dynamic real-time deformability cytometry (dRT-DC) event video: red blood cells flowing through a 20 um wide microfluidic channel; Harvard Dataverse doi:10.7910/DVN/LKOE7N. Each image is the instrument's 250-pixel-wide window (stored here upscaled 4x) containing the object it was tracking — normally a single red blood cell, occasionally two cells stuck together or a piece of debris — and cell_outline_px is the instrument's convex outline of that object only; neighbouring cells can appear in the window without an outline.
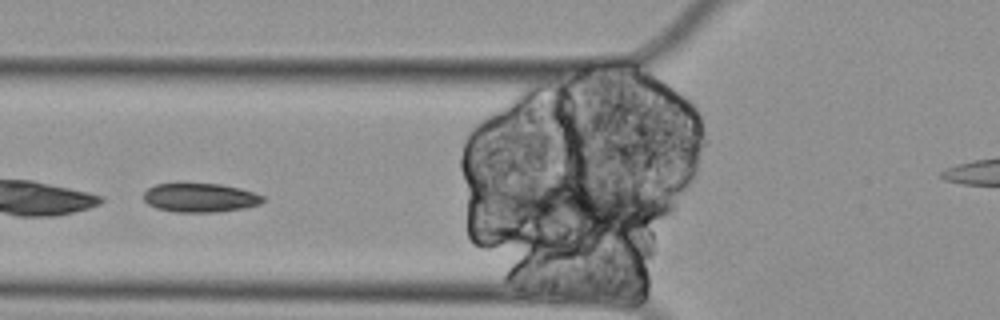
{"species": "Egyptian fruit bat (a non-hibernating species)", "species_latin": "Rousettus aegyptiacus", "temperature_condition": "cold", "stored_images_in_passage": 3, "camera_frame_rate_fps": 3000, "um_per_image_px": 0.085, "animal": {"sex": "female"}, "frame": {"image": 1, "passage_image": 2, "time_ms": 0.333, "image_size_px": [1000, 320], "cell_outline_px": [[264, 200], [260, 204], [244, 208], [220, 212], [172, 212], [156, 208], [148, 204], [144, 200], [144, 192], [148, 188], [156, 184], [220, 184], [240, 188], [264, 196]], "centroid_in_image_um": [17.01, 16.82], "position_along_channel_um": 108.8, "area_um2": 20.11}}